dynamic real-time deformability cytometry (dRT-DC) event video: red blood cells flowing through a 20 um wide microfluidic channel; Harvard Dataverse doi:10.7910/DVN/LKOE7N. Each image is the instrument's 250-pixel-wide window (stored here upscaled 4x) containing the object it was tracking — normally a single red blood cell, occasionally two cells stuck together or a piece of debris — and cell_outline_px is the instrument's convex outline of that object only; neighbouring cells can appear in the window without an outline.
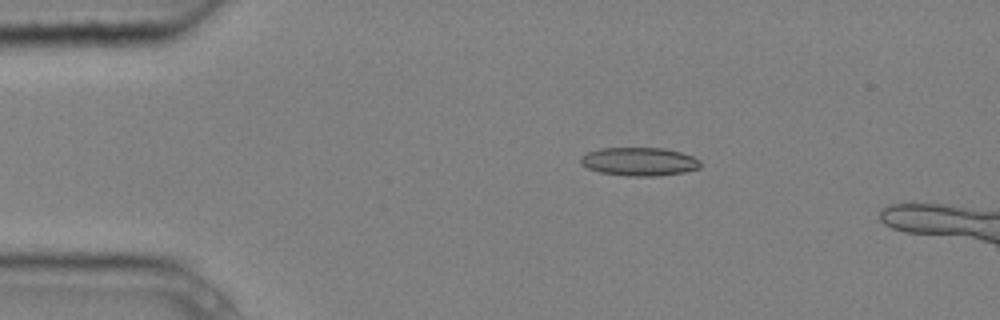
{"species": "common noctule bat (a hibernating species)", "species_latin": "Nyctalus noctula", "temperature_condition": "cold", "stored_images_in_passage": 4, "camera_frame_rate_fps": 3000, "um_per_image_px": 0.085, "animal": {"sex": "male", "body_mass_g": 20.4}, "frame": {"image": 1, "passage_image": 2, "time_ms": 0.333, "image_size_px": [1000, 320], "cell_outline_px": [[700, 168], [684, 172], [656, 176], [628, 176], [600, 172], [588, 168], [580, 164], [580, 156], [588, 152], [600, 148], [664, 148], [680, 152], [692, 156], [700, 160]], "centroid_in_image_um": [54.32, 13.73], "position_along_channel_um": 30.7, "area_um2": 19.83}}